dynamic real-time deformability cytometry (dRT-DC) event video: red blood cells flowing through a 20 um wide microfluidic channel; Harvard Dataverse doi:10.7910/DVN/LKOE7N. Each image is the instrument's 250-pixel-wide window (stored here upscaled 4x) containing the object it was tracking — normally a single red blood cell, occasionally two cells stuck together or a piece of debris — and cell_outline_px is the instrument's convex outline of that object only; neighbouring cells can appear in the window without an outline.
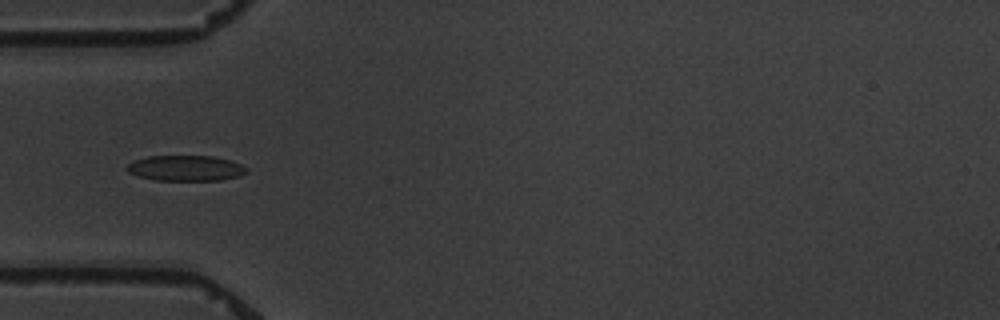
{"species": "common noctule bat (a hibernating species)", "species_latin": "Nyctalus noctula", "temperature_condition": "warm", "stored_images_in_passage": 7, "camera_frame_rate_fps": 3000, "um_per_image_px": 0.085, "animal": {"sex": "male", "body_mass_g": 19.5, "forearm_length_mm": 54.6}, "frame": {"image": 1, "passage_image": 5, "time_ms": 5.0, "image_size_px": [1000, 320], "cell_outline_px": [[248, 172], [240, 176], [220, 180], [156, 180], [140, 176], [128, 172], [124, 168], [128, 164], [136, 160], [148, 156], [212, 156], [228, 160], [240, 164], [248, 168]], "centroid_in_image_um": [15.8, 14.29], "position_along_channel_um": 69.2, "area_um2": 17.69}}
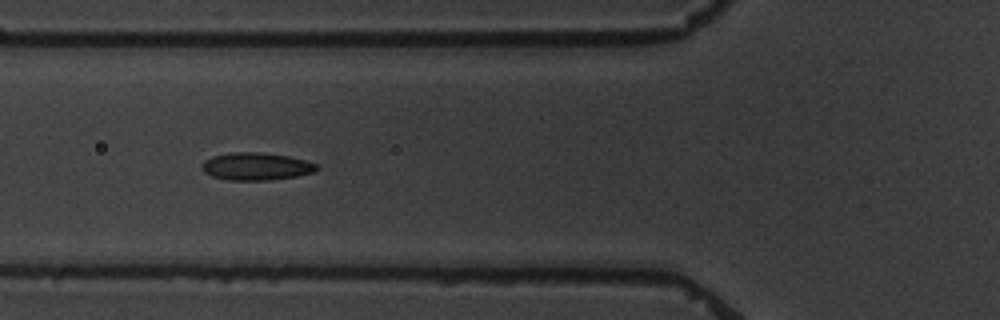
{"frame": {"image": 2, "passage_image": 6, "time_ms": 6.0, "image_size_px": [1000, 320], "cell_outline_px": [[320, 168], [316, 172], [296, 176], [268, 180], [228, 180], [212, 176], [204, 172], [200, 164], [204, 160], [212, 156], [232, 152], [260, 152], [288, 156], [308, 160], [316, 164]], "centroid_in_image_um": [21.79, 14.14], "position_along_channel_um": 104.0, "area_um2": 18.61}}
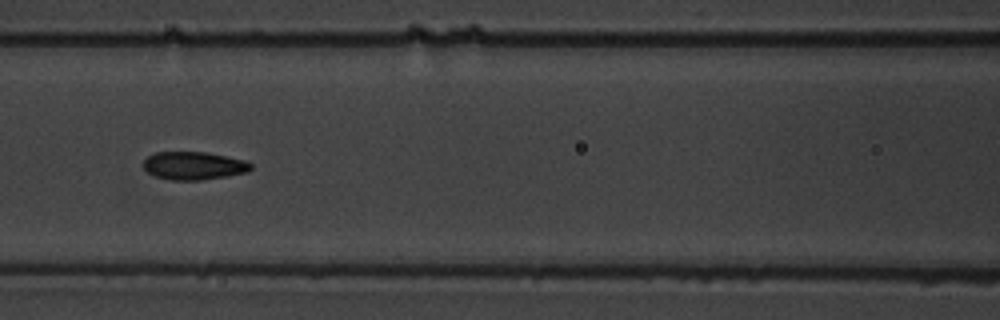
{"frame": {"image": 3, "passage_image": 7, "time_ms": 7.333, "image_size_px": [1000, 320], "cell_outline_px": [[252, 168], [248, 172], [228, 176], [200, 180], [172, 180], [156, 176], [148, 172], [144, 168], [144, 160], [148, 156], [156, 152], [204, 152], [248, 160], [252, 164]], "centroid_in_image_um": [16.52, 14.08], "position_along_channel_um": 150.1, "area_um2": 17.57}}